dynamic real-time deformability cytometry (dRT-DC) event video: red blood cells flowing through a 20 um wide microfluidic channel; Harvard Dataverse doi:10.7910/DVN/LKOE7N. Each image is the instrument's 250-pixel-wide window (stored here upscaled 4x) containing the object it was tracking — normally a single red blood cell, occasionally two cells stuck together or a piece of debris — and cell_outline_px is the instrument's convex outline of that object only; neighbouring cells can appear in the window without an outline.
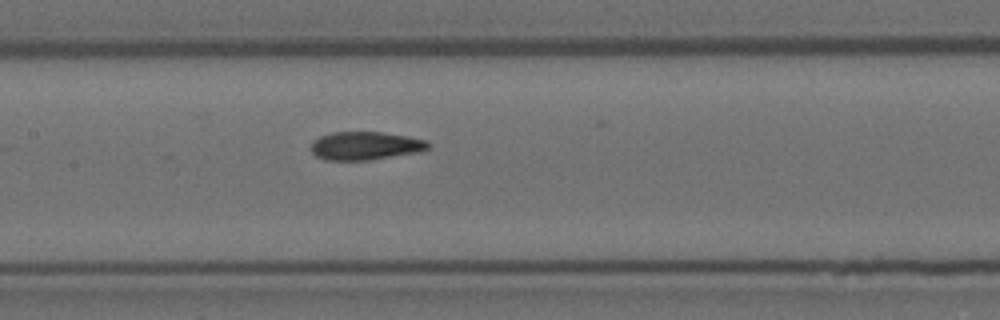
{"species": "Egyptian fruit bat (a non-hibernating species)", "species_latin": "Rousettus aegyptiacus", "temperature_condition": "room temperature", "stored_images_in_passage": 8, "camera_frame_rate_fps": 3000, "um_per_image_px": 0.085, "animal": {"sex": "female"}, "frame": {"image": 1, "passage_image": 8, "time_ms": 2.333, "image_size_px": [1000, 320], "cell_outline_px": [[432, 148], [420, 152], [368, 160], [324, 160], [316, 156], [312, 152], [312, 140], [320, 136], [332, 132], [380, 132], [408, 136], [428, 140], [432, 144]], "centroid_in_image_um": [31.11, 12.39], "position_along_channel_um": 176.3, "area_um2": 19.54}}